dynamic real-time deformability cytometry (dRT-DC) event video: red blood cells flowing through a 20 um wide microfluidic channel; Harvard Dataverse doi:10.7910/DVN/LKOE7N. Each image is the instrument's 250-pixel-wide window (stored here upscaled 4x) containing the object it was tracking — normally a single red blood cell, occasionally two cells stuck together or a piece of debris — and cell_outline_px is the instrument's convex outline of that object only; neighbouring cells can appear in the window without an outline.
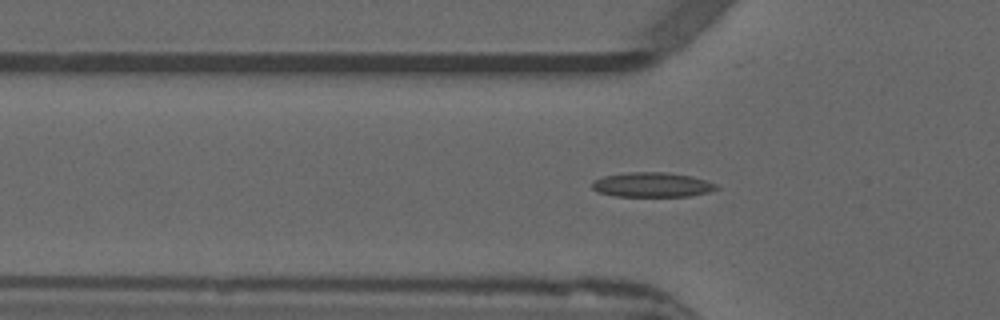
{"species": "common noctule bat (a hibernating species)", "species_latin": "Nyctalus noctula", "temperature_condition": "warm", "stored_images_in_passage": 46, "camera_frame_rate_fps": 3000, "um_per_image_px": 0.085, "animal": {"sex": "male", "forearm_length_mm": 52.5}, "frame": {"image": 1, "passage_image": 17, "time_ms": 5.333, "image_size_px": [1000, 320], "cell_outline_px": [[720, 188], [708, 192], [688, 196], [612, 196], [596, 192], [592, 188], [592, 180], [604, 176], [628, 172], [664, 172], [692, 176], [716, 184]], "centroid_in_image_um": [55.38, 15.7], "position_along_channel_um": 70.4, "area_um2": 17.92}}
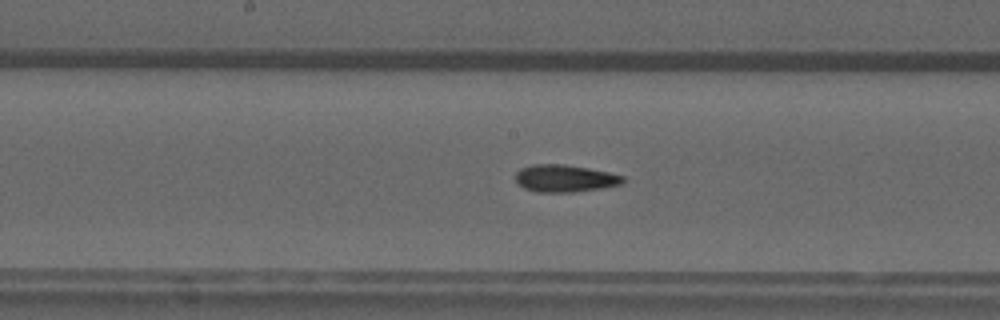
{"frame": {"image": 2, "passage_image": 27, "time_ms": 8.667, "image_size_px": [1000, 320], "cell_outline_px": [[624, 184], [604, 188], [572, 192], [536, 192], [524, 188], [516, 180], [516, 172], [520, 168], [532, 164], [564, 164], [588, 168], [608, 172], [624, 176]], "centroid_in_image_um": [48.03, 15.16], "position_along_channel_um": 200.2, "area_um2": 17.17}}
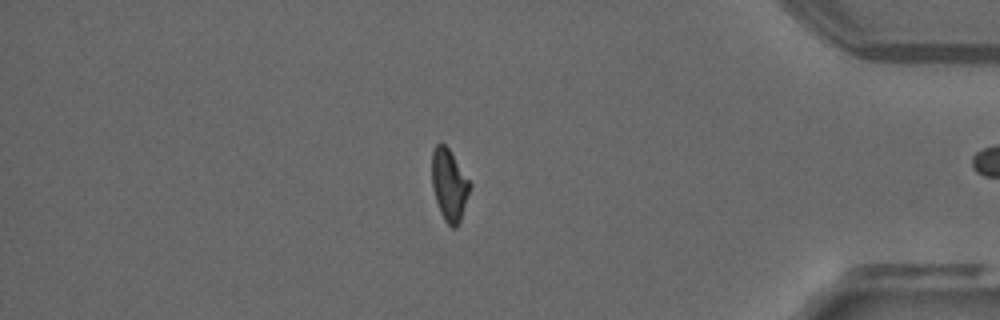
{"frame": {"image": 3, "passage_image": 45, "time_ms": 14.667, "image_size_px": [1000, 320], "cell_outline_px": [[472, 184], [460, 220], [456, 228], [452, 228], [444, 220], [440, 212], [436, 200], [432, 184], [432, 152], [436, 144], [444, 144], [448, 148]], "centroid_in_image_um": [38.18, 15.73], "position_along_channel_um": 397.0, "area_um2": 15.66}}